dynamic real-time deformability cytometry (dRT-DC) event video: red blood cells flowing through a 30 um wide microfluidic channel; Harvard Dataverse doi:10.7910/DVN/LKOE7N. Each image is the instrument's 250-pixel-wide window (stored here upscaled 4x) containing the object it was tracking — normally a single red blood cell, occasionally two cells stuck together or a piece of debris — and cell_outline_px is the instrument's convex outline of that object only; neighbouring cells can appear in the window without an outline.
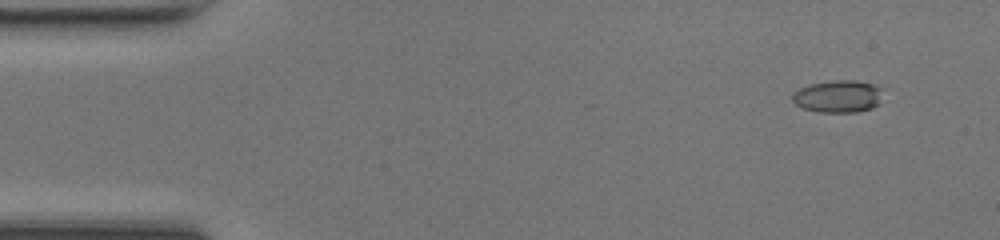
{"species": "common noctule bat (a hibernating species)", "species_latin": "Nyctalus noctula", "temperature_condition": "room temperature", "stored_images_in_passage": 49, "camera_frame_rate_fps": 3000, "um_per_image_px": 0.085, "animal": {"sex": "female", "body_mass_g": 17.0, "forearm_length_mm": 48.0}, "frame": {"image": 1, "passage_image": 4, "time_ms": 1.0, "image_size_px": [1000, 240], "cell_outline_px": [[888, 88], [880, 104], [872, 108], [856, 112], [820, 112], [804, 108], [796, 104], [792, 100], [792, 92], [808, 84], [836, 80], [856, 80]], "centroid_in_image_um": [71.34, 8.18], "position_along_channel_um": 13.7, "area_um2": 17.57}}
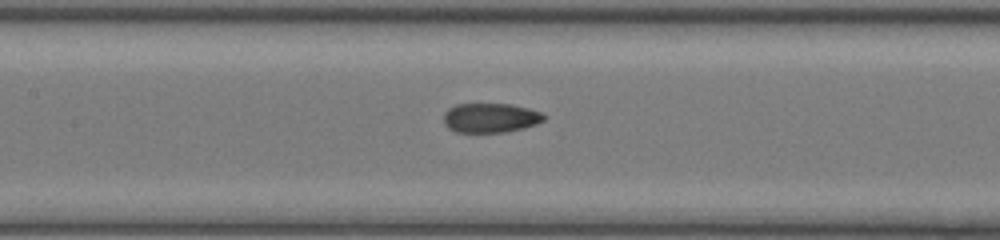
{"frame": {"image": 2, "passage_image": 23, "time_ms": 7.333, "image_size_px": [1000, 240], "cell_outline_px": [[544, 120], [536, 124], [524, 128], [504, 132], [456, 132], [448, 128], [444, 124], [444, 112], [448, 108], [456, 104], [512, 104], [528, 108], [540, 112], [544, 116]], "centroid_in_image_um": [41.66, 10.01], "position_along_channel_um": 165.7, "area_um2": 17.22}}
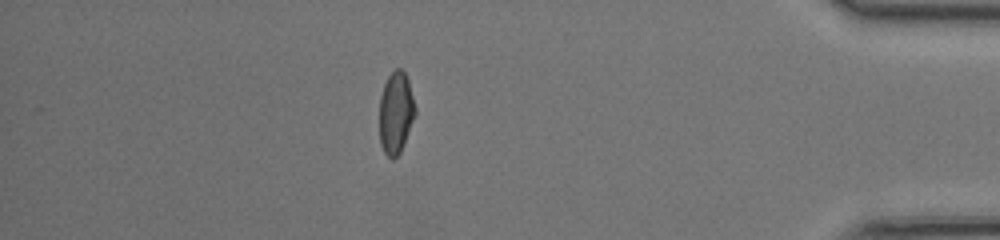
{"frame": {"image": 3, "passage_image": 43, "time_ms": 14.0, "image_size_px": [1000, 240], "cell_outline_px": [[416, 116], [404, 144], [400, 152], [392, 160], [384, 152], [380, 144], [380, 96], [384, 84], [388, 76], [396, 68], [400, 68], [404, 72], [408, 80], [416, 108]], "centroid_in_image_um": [33.66, 9.59], "position_along_channel_um": 401.5, "area_um2": 17.17}, "authors_computed_cell_mechanics": {"area_um2": 17.34, "velocity_mm_per_s": 4.2387, "shape_relaxation_time_tau1_ms": 6.9019, "shape_relaxation_time_tau2_ms": 1.3175, "deformation_change_tau1": 0.1927, "deformation_change_tau2": 0.0621}}